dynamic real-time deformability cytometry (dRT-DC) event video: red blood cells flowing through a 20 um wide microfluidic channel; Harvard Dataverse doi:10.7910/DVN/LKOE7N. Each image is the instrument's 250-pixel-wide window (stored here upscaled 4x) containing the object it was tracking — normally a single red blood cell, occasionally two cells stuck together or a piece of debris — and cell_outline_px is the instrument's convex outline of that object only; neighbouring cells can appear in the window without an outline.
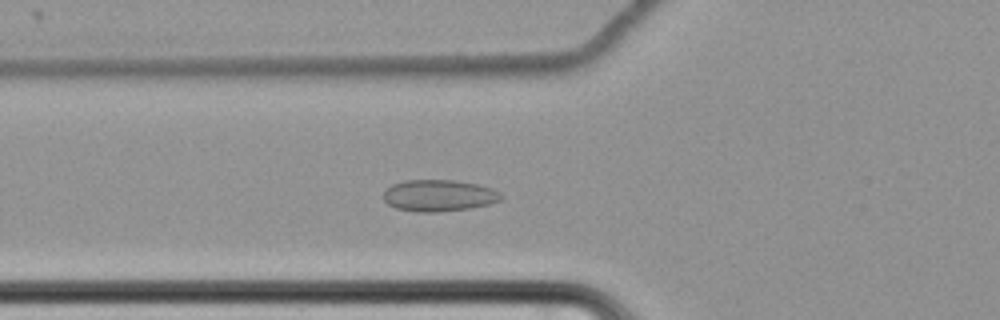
{"species": "common noctule bat (a hibernating species)", "species_latin": "Nyctalus noctula", "temperature_condition": "cold", "stored_images_in_passage": 58, "camera_frame_rate_fps": 3000, "um_per_image_px": 0.085, "animal": {"sex": "female", "body_mass_g": 22.7, "forearm_length_mm": 54.2}, "frame": {"image": 1, "passage_image": 20, "time_ms": 6.333, "image_size_px": [1000, 320], "cell_outline_px": [[504, 196], [500, 200], [488, 204], [472, 208], [436, 212], [420, 212], [396, 208], [388, 204], [384, 200], [384, 192], [392, 184], [404, 180], [456, 180], [476, 184], [492, 188], [500, 192]], "centroid_in_image_um": [37.32, 16.62], "position_along_channel_um": 88.5, "area_um2": 21.68}}
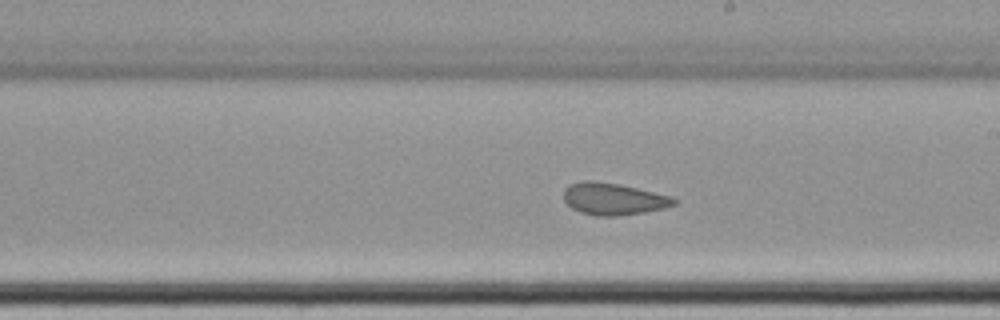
{"frame": {"image": 2, "passage_image": 33, "time_ms": 10.667, "image_size_px": [1000, 320], "cell_outline_px": [[676, 204], [664, 208], [644, 212], [616, 216], [596, 216], [580, 212], [572, 208], [564, 200], [564, 188], [568, 184], [580, 180], [592, 180], [620, 184], [672, 196], [676, 200]], "centroid_in_image_um": [52.11, 16.89], "position_along_channel_um": 236.9, "area_um2": 20.69}}
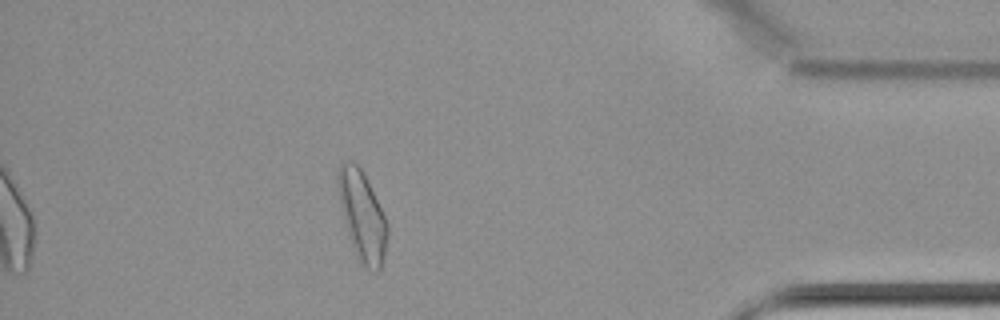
{"frame": {"image": 3, "passage_image": 51, "time_ms": 16.667, "image_size_px": [1000, 320], "cell_outline_px": [[388, 232], [384, 256], [380, 272], [376, 272], [364, 268], [360, 264], [352, 248], [348, 236], [336, 188], [336, 168], [340, 160], [352, 160], [360, 168], [388, 224]], "centroid_in_image_um": [30.74, 18.36], "position_along_channel_um": 404.5, "area_um2": 26.07}, "authors_computed_cell_mechanics": {"area_um2": 22.2819, "velocity_mm_per_s": 3.4407, "shape_relaxation_time_tau1_ms": null, "shape_relaxation_time_tau2_ms": 5.0531, "deformation_change_tau1": null, "deformation_change_tau2": 0.0948}}